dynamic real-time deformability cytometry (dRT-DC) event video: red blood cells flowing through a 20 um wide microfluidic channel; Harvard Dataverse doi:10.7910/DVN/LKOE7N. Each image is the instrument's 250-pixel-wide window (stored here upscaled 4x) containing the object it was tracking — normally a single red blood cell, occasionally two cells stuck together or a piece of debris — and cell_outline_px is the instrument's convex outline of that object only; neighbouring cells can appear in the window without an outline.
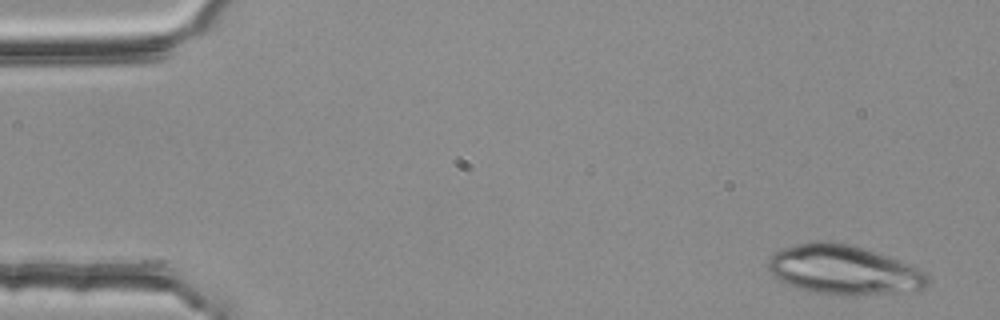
{"species": "common noctule bat (a hibernating species)", "species_latin": "Nyctalus noctula", "temperature_condition": "room temperature", "stored_images_in_passage": 30, "camera_frame_rate_fps": 3000, "um_per_image_px": 0.085, "animal": {"sex": "female", "body_mass_g": 25.1}, "frame": {"image": 1, "passage_image": 1, "time_ms": 0.0, "image_size_px": [1000, 320], "cell_outline_px": [[928, 284], [924, 288], [904, 292], [848, 296], [840, 296], [812, 292], [788, 284], [780, 280], [768, 268], [768, 260], [776, 252], [784, 248], [796, 244], [812, 240], [828, 240], [852, 244], [884, 256], [924, 272], [928, 276]], "centroid_in_image_um": [71.67, 22.94], "position_along_channel_um": 13.3, "area_um2": 45.43}}
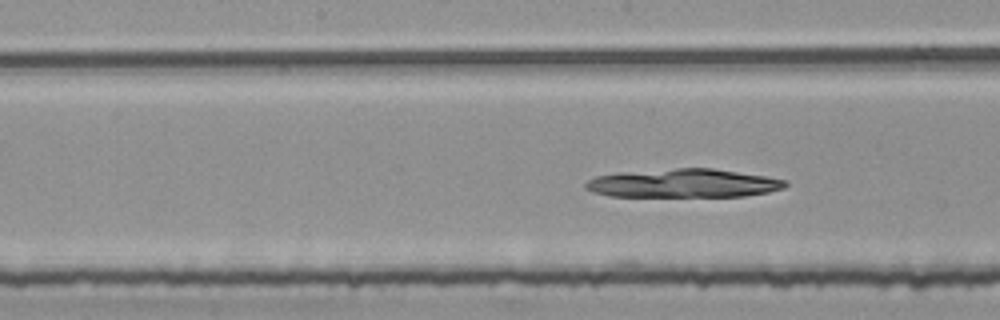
{"frame": {"image": 2, "passage_image": 25, "time_ms": 8.0, "image_size_px": [1000, 320], "cell_outline_px": [[788, 184], [784, 188], [768, 192], [744, 196], [608, 196], [584, 188], [584, 184], [588, 180], [596, 176], [620, 172], [676, 168], [712, 168], [764, 176], [788, 180]], "centroid_in_image_um": [58.09, 15.57], "position_along_channel_um": 190.1, "area_um2": 33.18}}
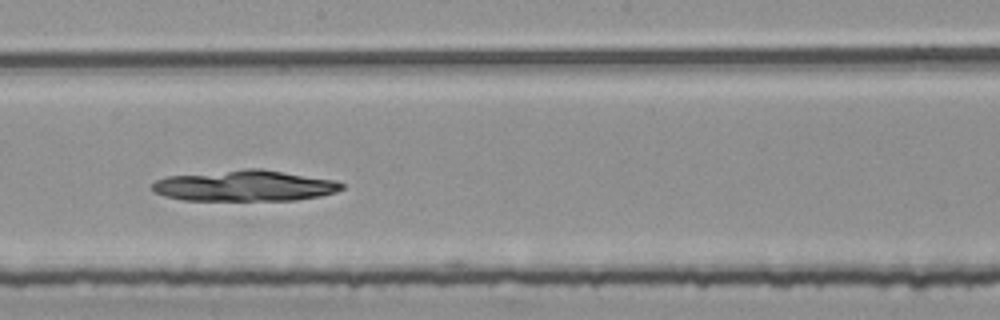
{"frame": {"image": 3, "passage_image": 28, "time_ms": 9.0, "image_size_px": [1000, 320], "cell_outline_px": [[344, 188], [336, 192], [320, 196], [296, 200], [180, 200], [164, 196], [152, 192], [152, 184], [156, 180], [168, 176], [244, 168], [260, 168], [332, 180], [344, 184]], "centroid_in_image_um": [20.76, 15.79], "position_along_channel_um": 227.4, "area_um2": 34.22}}